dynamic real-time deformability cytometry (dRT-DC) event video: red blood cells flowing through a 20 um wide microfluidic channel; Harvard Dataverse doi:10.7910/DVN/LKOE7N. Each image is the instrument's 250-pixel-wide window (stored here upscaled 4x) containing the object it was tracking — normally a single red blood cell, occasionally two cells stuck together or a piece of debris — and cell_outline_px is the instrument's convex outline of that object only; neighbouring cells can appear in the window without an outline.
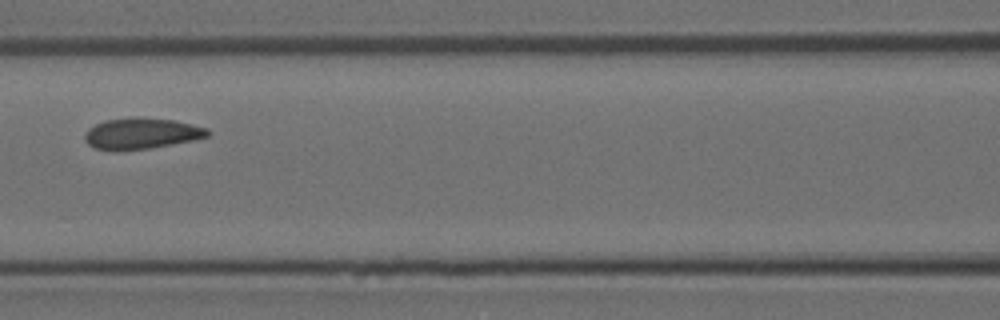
{"species": "Egyptian fruit bat (a non-hibernating species)", "species_latin": "Rousettus aegyptiacus", "temperature_condition": "room temperature", "stored_images_in_passage": 7, "camera_frame_rate_fps": 3000, "um_per_image_px": 0.085, "animal": {"sex": "female"}, "frame": {"image": 1, "passage_image": 5, "time_ms": 4.667, "image_size_px": [1000, 320], "cell_outline_px": [[212, 132], [208, 136], [192, 140], [148, 148], [96, 148], [88, 144], [84, 140], [84, 136], [88, 128], [104, 120], [176, 120], [208, 128]], "centroid_in_image_um": [12.08, 11.35], "position_along_channel_um": 154.5, "area_um2": 20.75}}
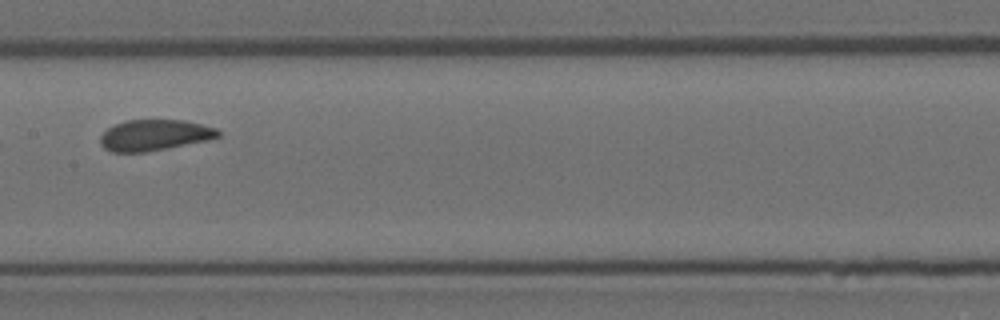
{"frame": {"image": 2, "passage_image": 6, "time_ms": 5.667, "image_size_px": [1000, 320], "cell_outline_px": [[220, 136], [208, 140], [168, 148], [144, 152], [112, 152], [104, 148], [100, 144], [100, 136], [108, 128], [116, 124], [128, 120], [184, 120], [216, 128], [220, 132]], "centroid_in_image_um": [13.13, 11.49], "position_along_channel_um": 194.3, "area_um2": 21.15}}
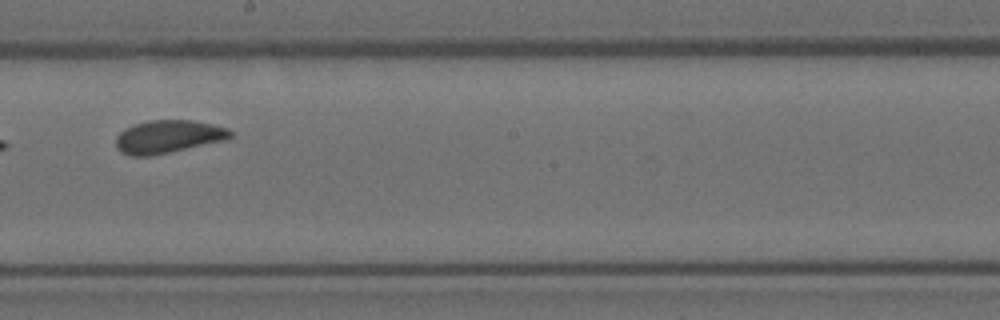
{"frame": {"image": 3, "passage_image": 7, "time_ms": 6.667, "image_size_px": [1000, 320], "cell_outline_px": [[232, 136], [228, 140], [148, 156], [132, 156], [120, 152], [116, 148], [116, 136], [124, 128], [132, 124], [148, 120], [192, 120], [212, 124], [228, 128], [232, 132]], "centroid_in_image_um": [14.28, 11.6], "position_along_channel_um": 233.9, "area_um2": 22.14}}